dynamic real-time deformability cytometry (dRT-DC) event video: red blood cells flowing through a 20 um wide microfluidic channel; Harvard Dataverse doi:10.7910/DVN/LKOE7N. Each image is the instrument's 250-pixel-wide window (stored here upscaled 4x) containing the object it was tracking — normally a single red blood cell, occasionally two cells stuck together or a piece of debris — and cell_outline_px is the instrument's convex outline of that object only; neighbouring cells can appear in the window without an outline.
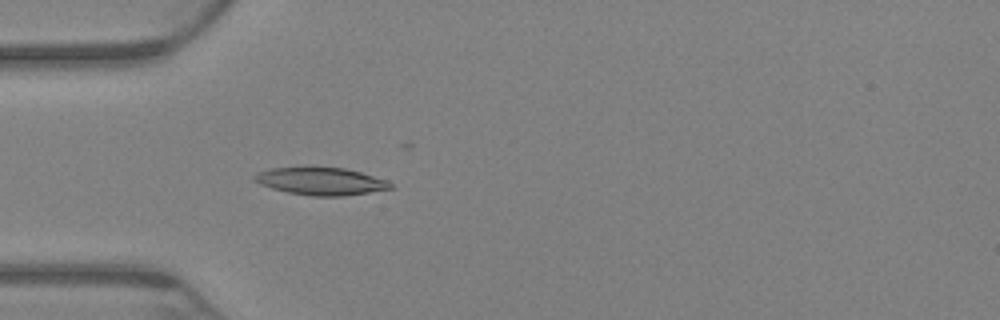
{"species": "Egyptian fruit bat (a non-hibernating species)", "species_latin": "Rousettus aegyptiacus", "temperature_condition": "warm", "stored_images_in_passage": 49, "camera_frame_rate_fps": 3000, "um_per_image_px": 0.085, "animal": {"sex": "female"}, "frame": {"image": 1, "passage_image": 9, "time_ms": 2.667, "image_size_px": [1000, 320], "cell_outline_px": [[392, 188], [344, 196], [312, 196], [288, 192], [272, 188], [260, 184], [252, 180], [252, 176], [260, 172], [272, 168], [344, 168], [360, 172], [388, 180], [392, 184]], "centroid_in_image_um": [27.28, 15.42], "position_along_channel_um": 57.7, "area_um2": 21.44}}
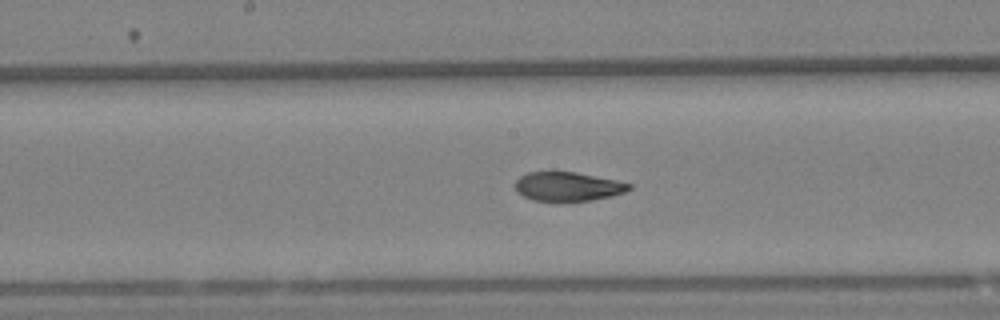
{"frame": {"image": 2, "passage_image": 24, "time_ms": 7.667, "image_size_px": [1000, 320], "cell_outline_px": [[632, 188], [624, 192], [612, 196], [592, 200], [532, 200], [516, 192], [516, 180], [520, 176], [528, 172], [576, 172], [616, 180], [632, 184]], "centroid_in_image_um": [48.28, 15.84], "position_along_channel_um": 199.9, "area_um2": 19.02}}
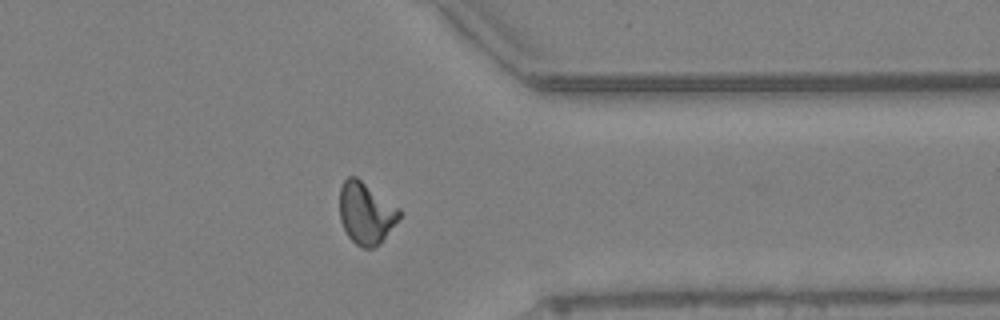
{"frame": {"image": 3, "passage_image": 43, "time_ms": 14.0, "image_size_px": [1000, 320], "cell_outline_px": [[400, 216], [380, 244], [372, 248], [360, 248], [348, 236], [340, 220], [340, 188], [344, 180], [348, 176], [356, 176], [400, 208]], "centroid_in_image_um": [31.09, 18.11], "position_along_channel_um": 380.3, "area_um2": 21.44}, "authors_computed_cell_mechanics": {"area_um2": 20.6346, "velocity_mm_per_s": 2.9481, "shape_relaxation_time_tau1_ms": 8.5634, "shape_relaxation_time_tau2_ms": 2.8257, "deformation_change_tau1": 0.1991, "deformation_change_tau2": 0.0848}}